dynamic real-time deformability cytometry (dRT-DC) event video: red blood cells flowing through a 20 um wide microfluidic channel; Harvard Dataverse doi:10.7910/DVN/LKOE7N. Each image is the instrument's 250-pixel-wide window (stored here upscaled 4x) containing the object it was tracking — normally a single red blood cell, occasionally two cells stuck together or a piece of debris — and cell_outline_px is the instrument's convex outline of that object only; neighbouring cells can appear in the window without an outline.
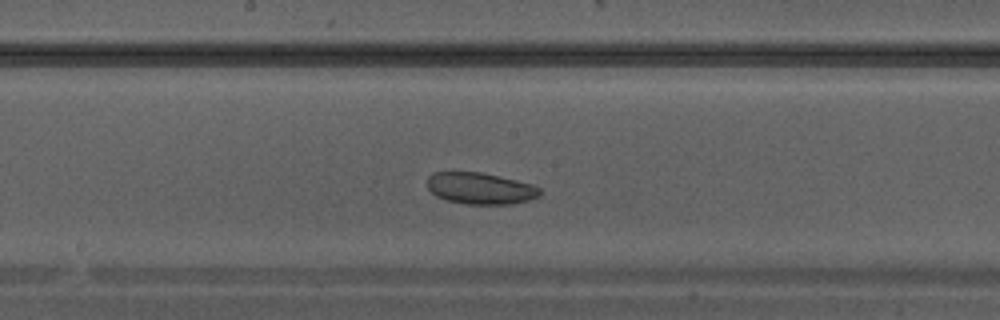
{"species": "Egyptian fruit bat (a non-hibernating species)", "species_latin": "Rousettus aegyptiacus", "temperature_condition": "warm", "stored_images_in_passage": 32, "camera_frame_rate_fps": 3000, "um_per_image_px": 0.085, "animal": {"sex": "male"}, "frame": {"image": 1, "passage_image": 14, "time_ms": 4.333, "image_size_px": [1000, 320], "cell_outline_px": [[540, 196], [528, 200], [512, 204], [468, 204], [448, 200], [436, 196], [428, 188], [428, 176], [432, 172], [480, 172], [516, 180], [532, 184], [540, 188]], "centroid_in_image_um": [40.83, 16.01], "position_along_channel_um": 207.4, "area_um2": 20.58}}
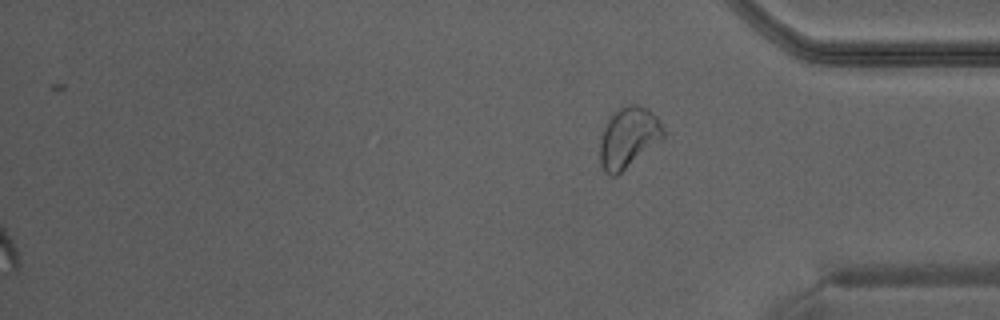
{"frame": {"image": 2, "passage_image": 32, "time_ms": 10.333, "image_size_px": [1000, 320], "cell_outline_px": [[664, 140], [616, 176], [608, 176], [604, 172], [600, 164], [600, 136], [608, 120], [620, 108], [628, 104], [636, 104], [648, 108], [656, 116], [664, 128]], "centroid_in_image_um": [53.44, 11.72], "position_along_channel_um": 381.8, "area_um2": 22.72}}